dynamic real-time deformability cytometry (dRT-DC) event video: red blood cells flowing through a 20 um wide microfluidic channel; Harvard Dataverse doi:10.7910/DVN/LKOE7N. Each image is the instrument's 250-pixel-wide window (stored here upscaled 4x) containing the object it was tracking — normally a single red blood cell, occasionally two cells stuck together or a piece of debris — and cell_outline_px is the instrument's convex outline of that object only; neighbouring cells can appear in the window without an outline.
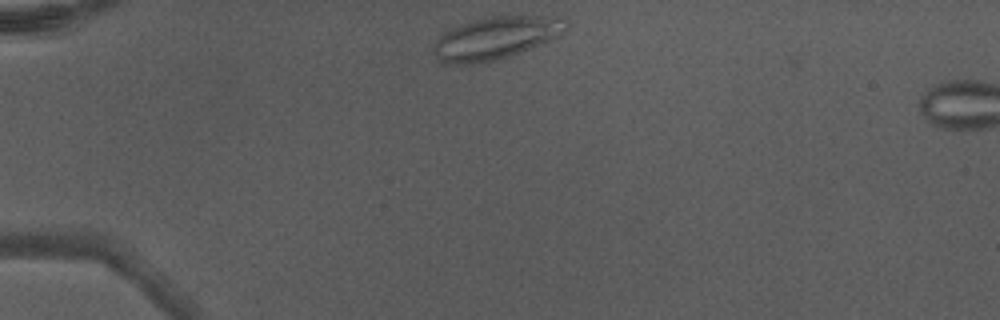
{"species": "Egyptian fruit bat (a non-hibernating species)", "species_latin": "Rousettus aegyptiacus", "temperature_condition": "warm", "stored_images_in_passage": 2, "camera_frame_rate_fps": 3000, "um_per_image_px": 0.085, "animal": {"sex": "male"}, "frame": {"image": 1, "passage_image": 1, "time_ms": 0.0, "image_size_px": [1000, 320], "cell_outline_px": [[572, 24], [560, 36], [520, 52], [508, 56], [492, 60], [468, 64], [440, 64], [432, 52], [432, 44], [444, 32], [456, 24], [492, 16], [568, 16]], "centroid_in_image_um": [42.16, 3.21], "position_along_channel_um": 42.8, "area_um2": 33.47}}